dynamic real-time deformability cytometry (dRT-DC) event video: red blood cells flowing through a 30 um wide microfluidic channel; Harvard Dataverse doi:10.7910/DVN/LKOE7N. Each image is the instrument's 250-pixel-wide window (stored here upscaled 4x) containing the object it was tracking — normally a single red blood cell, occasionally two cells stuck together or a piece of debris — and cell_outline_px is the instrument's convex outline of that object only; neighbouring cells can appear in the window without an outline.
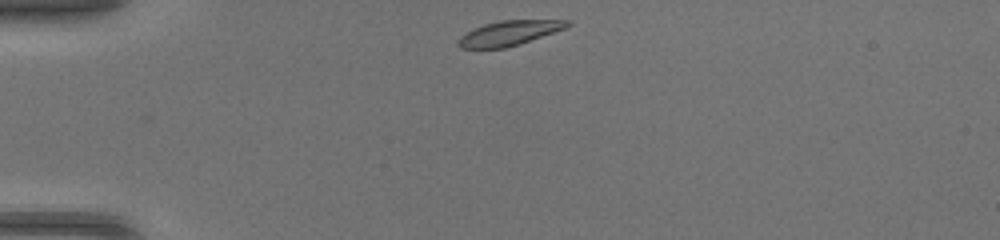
{"species": "common noctule bat (a hibernating species)", "species_latin": "Nyctalus noctula", "temperature_condition": "warm", "stored_images_in_passage": 25, "camera_frame_rate_fps": 3000, "um_per_image_px": 0.085, "animal": {"sex": "female", "body_mass_g": 17.0, "forearm_length_mm": 48.0}, "frame": {"image": 1, "passage_image": 1, "time_ms": 0.0, "image_size_px": [1000, 240], "cell_outline_px": [[572, 24], [564, 28], [520, 44], [504, 48], [460, 48], [456, 44], [456, 40], [460, 36], [472, 28], [484, 24], [500, 20], [572, 20]], "centroid_in_image_um": [43.22, 2.81], "position_along_channel_um": 41.8, "area_um2": 15.78}}
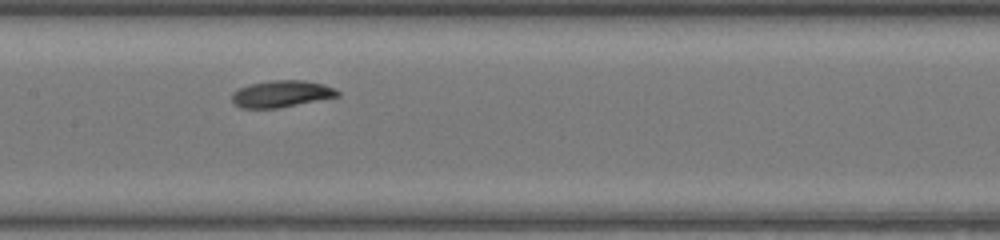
{"frame": {"image": 2, "passage_image": 14, "time_ms": 4.333, "image_size_px": [1000, 240], "cell_outline_px": [[340, 96], [280, 108], [240, 108], [232, 100], [232, 92], [248, 84], [272, 80], [304, 80], [324, 84], [340, 92]], "centroid_in_image_um": [23.92, 7.98], "position_along_channel_um": 183.5, "area_um2": 16.53}}
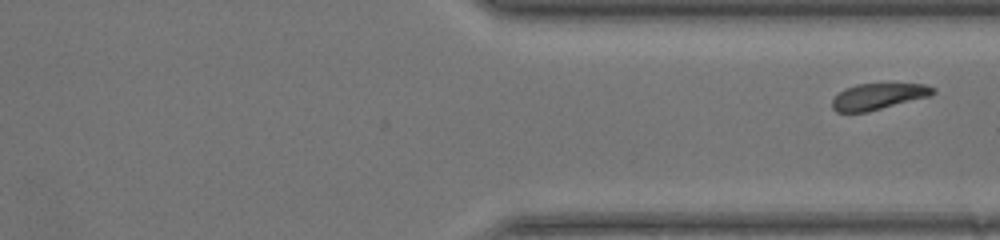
{"frame": {"image": 3, "passage_image": 25, "time_ms": 8.0, "image_size_px": [1000, 240], "cell_outline_px": [[936, 92], [928, 96], [868, 112], [836, 112], [832, 108], [832, 100], [844, 88], [856, 84], [924, 84], [936, 88]], "centroid_in_image_um": [74.63, 8.19], "position_along_channel_um": 336.8, "area_um2": 15.26}}